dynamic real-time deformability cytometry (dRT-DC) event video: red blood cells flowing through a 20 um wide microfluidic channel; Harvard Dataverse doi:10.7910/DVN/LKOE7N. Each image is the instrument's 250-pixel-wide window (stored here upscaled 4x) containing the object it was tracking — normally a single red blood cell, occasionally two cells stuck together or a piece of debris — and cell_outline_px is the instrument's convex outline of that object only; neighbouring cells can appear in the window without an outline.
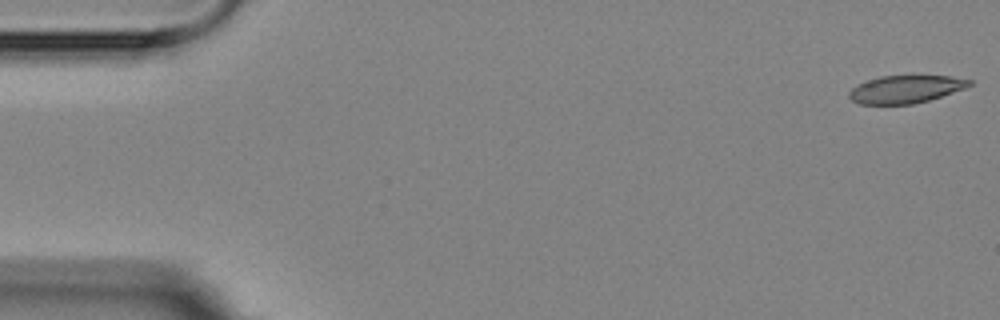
{"species": "Egyptian fruit bat (a non-hibernating species)", "species_latin": "Rousettus aegyptiacus", "temperature_condition": "room temperature", "stored_images_in_passage": 5, "camera_frame_rate_fps": 3000, "um_per_image_px": 0.085, "animal": {"sex": "female"}, "frame": {"image": 1, "passage_image": 1, "time_ms": 0.0, "image_size_px": [1000, 320], "cell_outline_px": [[972, 84], [964, 88], [928, 100], [912, 104], [860, 104], [852, 100], [848, 96], [848, 92], [856, 84], [880, 76], [912, 72], [948, 76], [972, 80]], "centroid_in_image_um": [76.96, 7.52], "position_along_channel_um": 8.0, "area_um2": 20.17}}
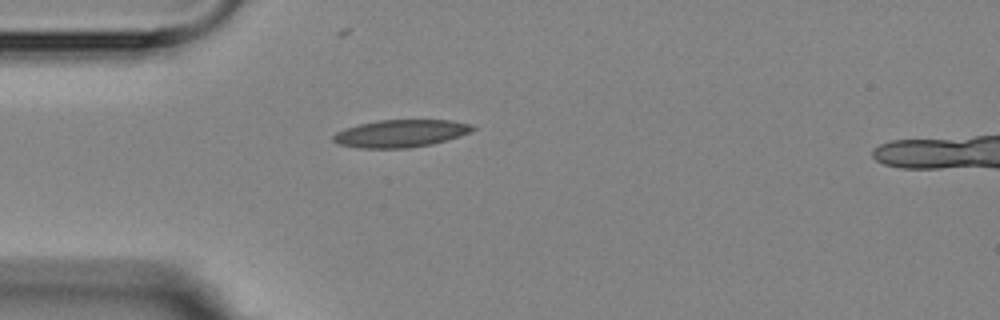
{"frame": {"image": 2, "passage_image": 5, "time_ms": 4.667, "image_size_px": [1000, 320], "cell_outline_px": [[476, 128], [460, 136], [448, 140], [432, 144], [408, 148], [360, 148], [340, 144], [332, 140], [332, 136], [336, 132], [344, 128], [360, 124], [380, 120], [452, 120], [472, 124]], "centroid_in_image_um": [34.06, 11.34], "position_along_channel_um": 50.9, "area_um2": 22.31}}